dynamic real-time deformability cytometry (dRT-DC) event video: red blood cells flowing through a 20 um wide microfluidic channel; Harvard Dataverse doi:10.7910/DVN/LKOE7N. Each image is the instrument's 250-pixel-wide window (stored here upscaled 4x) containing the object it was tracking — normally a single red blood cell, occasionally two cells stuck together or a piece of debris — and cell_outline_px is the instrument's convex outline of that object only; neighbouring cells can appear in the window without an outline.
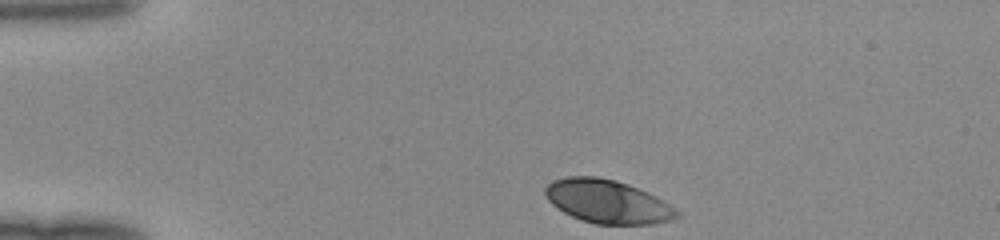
{"species": "human", "species_latin": "Homo sapiens", "temperature_condition": "room temperature", "stored_images_in_passage": 33, "camera_frame_rate_fps": 3000, "um_per_image_px": 0.085, "donor": {"sex": "female"}, "frame": {"image": 1, "passage_image": 1, "time_ms": 0.0, "image_size_px": [1000, 240], "cell_outline_px": [[680, 216], [672, 220], [652, 224], [596, 224], [580, 220], [564, 212], [552, 204], [548, 200], [544, 192], [544, 188], [552, 180], [568, 176], [596, 176], [616, 180], [656, 196], [676, 208], [680, 212]], "centroid_in_image_um": [51.64, 17.13], "position_along_channel_um": 33.4, "area_um2": 33.35}}
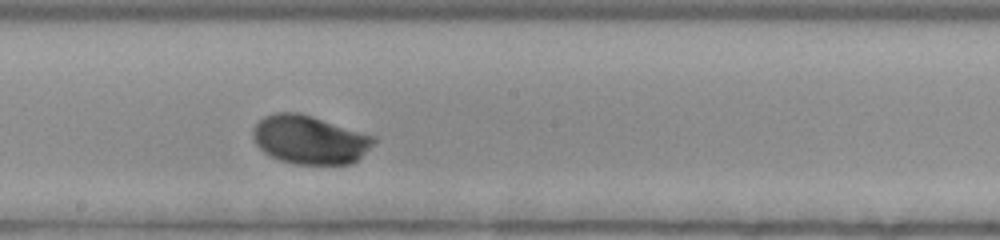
{"frame": {"image": 2, "passage_image": 19, "time_ms": 6.0, "image_size_px": [1000, 240], "cell_outline_px": [[376, 140], [352, 164], [292, 164], [268, 156], [256, 144], [252, 136], [252, 128], [264, 116], [276, 112], [300, 112], [372, 136]], "centroid_in_image_um": [26.24, 11.88], "position_along_channel_um": 222.0, "area_um2": 33.87}}
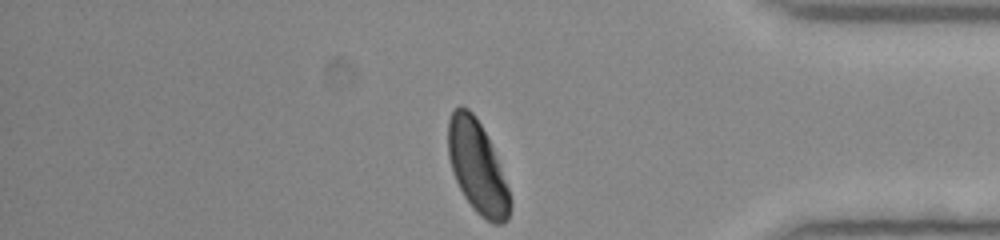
{"frame": {"image": 3, "passage_image": 33, "time_ms": 10.667, "image_size_px": [1000, 240], "cell_outline_px": [[512, 208], [508, 220], [500, 224], [492, 224], [480, 216], [476, 212], [464, 196], [452, 172], [448, 156], [448, 120], [452, 112], [460, 104], [468, 108], [476, 116], [492, 148], [508, 188], [512, 200]], "centroid_in_image_um": [40.56, 14.23], "position_along_channel_um": 394.6, "area_um2": 33.12}}